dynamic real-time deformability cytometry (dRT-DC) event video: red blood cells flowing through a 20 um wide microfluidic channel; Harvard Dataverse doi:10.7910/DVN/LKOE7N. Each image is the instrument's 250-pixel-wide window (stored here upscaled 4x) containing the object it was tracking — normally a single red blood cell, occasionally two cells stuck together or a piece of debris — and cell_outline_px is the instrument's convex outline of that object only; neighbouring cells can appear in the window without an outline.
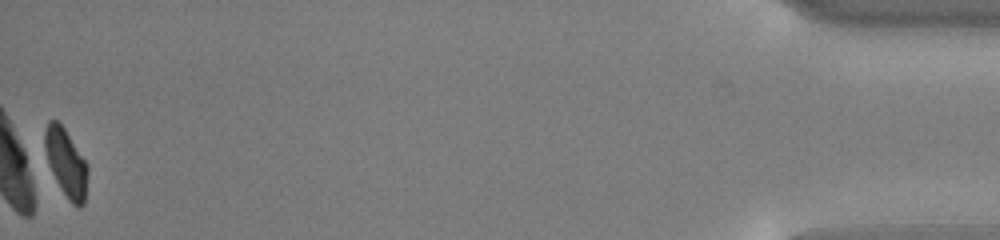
{"species": "common noctule bat (a hibernating species)", "species_latin": "Nyctalus noctula", "temperature_condition": "cold", "stored_images_in_passage": 49, "camera_frame_rate_fps": 3000, "um_per_image_px": 0.085, "animal": {"sex": "male", "body_mass_g": 13.0, "forearm_length_mm": 53.1}, "frame": {"image": 1, "passage_image": 49, "time_ms": 16.0, "image_size_px": [1000, 240], "cell_outline_px": [[88, 172], [84, 204], [80, 208], [76, 208], [68, 200], [60, 188], [48, 164], [44, 148], [44, 132], [48, 120], [56, 120], [64, 128], [88, 164]], "centroid_in_image_um": [5.61, 13.86], "position_along_channel_um": 429.6, "area_um2": 17.11}, "authors_computed_cell_mechanics": {"area_um2": 19.1896, "velocity_mm_per_s": 3.7393, "shape_relaxation_time_tau1_ms": 1.7051, "shape_relaxation_time_tau2_ms": null, "deformation_change_tau1": 0.1029, "deformation_change_tau2": null}}